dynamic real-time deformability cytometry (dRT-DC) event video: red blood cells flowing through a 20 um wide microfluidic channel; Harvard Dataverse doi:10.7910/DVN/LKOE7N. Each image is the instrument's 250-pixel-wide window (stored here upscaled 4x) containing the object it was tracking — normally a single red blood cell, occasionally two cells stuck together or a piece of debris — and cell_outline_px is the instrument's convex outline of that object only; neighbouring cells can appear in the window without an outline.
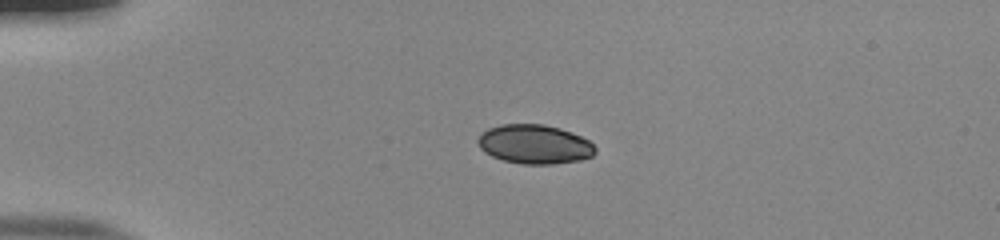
{"species": "human", "species_latin": "Homo sapiens", "temperature_condition": "room temperature", "stored_images_in_passage": 41, "camera_frame_rate_fps": 3000, "um_per_image_px": 0.085, "donor": {"sex": "male"}, "frame": {"image": 1, "passage_image": 1, "time_ms": 0.0, "image_size_px": [1000, 240], "cell_outline_px": [[596, 152], [592, 156], [580, 160], [552, 164], [524, 164], [504, 160], [492, 156], [484, 152], [480, 148], [476, 140], [488, 128], [500, 124], [544, 124], [560, 128], [572, 132], [588, 140], [596, 148]], "centroid_in_image_um": [45.44, 12.26], "position_along_channel_um": 39.6, "area_um2": 26.76}}
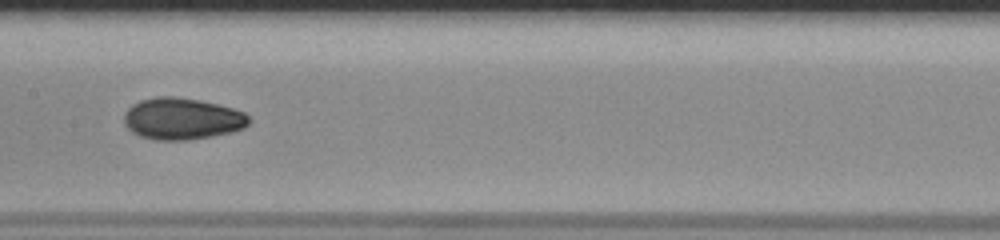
{"frame": {"image": 2, "passage_image": 16, "time_ms": 5.0, "image_size_px": [1000, 240], "cell_outline_px": [[248, 124], [244, 128], [232, 132], [212, 136], [188, 140], [156, 140], [140, 136], [132, 132], [124, 124], [124, 112], [132, 104], [140, 100], [156, 96], [172, 96], [200, 100], [232, 108], [244, 112], [248, 116]], "centroid_in_image_um": [15.45, 10.09], "position_along_channel_um": 192.0, "area_um2": 30.4}}
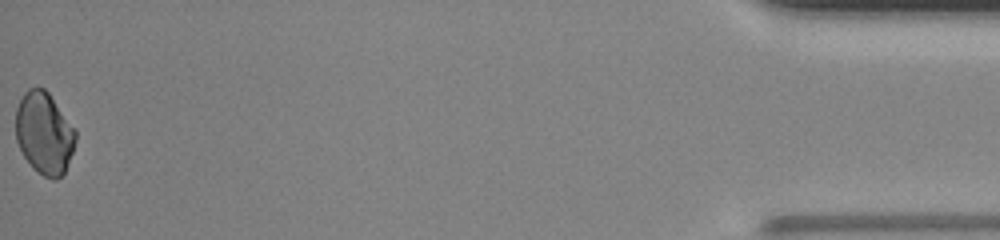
{"frame": {"image": 3, "passage_image": 41, "time_ms": 13.333, "image_size_px": [1000, 240], "cell_outline_px": [[76, 140], [72, 152], [64, 172], [56, 180], [52, 180], [44, 176], [32, 168], [24, 156], [16, 140], [16, 108], [24, 92], [28, 88], [44, 88], [48, 92], [76, 132]], "centroid_in_image_um": [3.74, 11.33], "position_along_channel_um": 431.5, "area_um2": 28.26}, "authors_computed_cell_mechanics": {"area_um2": 29.189, "velocity_mm_per_s": 3.933, "shape_relaxation_time_tau1_ms": 3.5969, "shape_relaxation_time_tau2_ms": 1.8164, "deformation_change_tau1": 0.1072, "deformation_change_tau2": 0.0375}}